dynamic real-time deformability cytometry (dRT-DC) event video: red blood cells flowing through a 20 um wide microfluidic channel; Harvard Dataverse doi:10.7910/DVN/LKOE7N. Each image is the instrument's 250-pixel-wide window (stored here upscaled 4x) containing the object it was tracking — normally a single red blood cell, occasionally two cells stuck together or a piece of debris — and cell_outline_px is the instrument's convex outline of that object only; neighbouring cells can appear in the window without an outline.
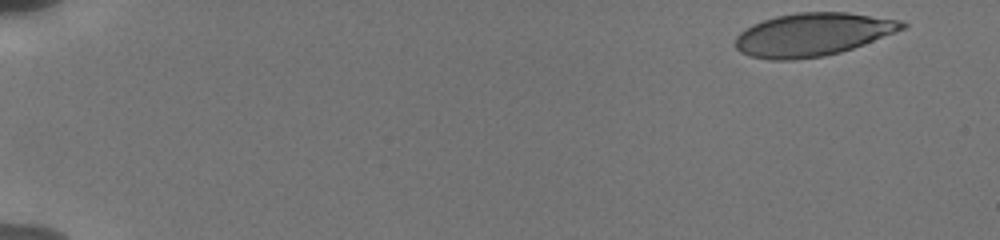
{"species": "human", "species_latin": "Homo sapiens", "temperature_condition": "cold", "stored_images_in_passage": 46, "camera_frame_rate_fps": 3000, "um_per_image_px": 0.085, "donor": {"sex": "male"}, "frame": {"image": 1, "passage_image": 1, "time_ms": 0.0, "image_size_px": [1000, 240], "cell_outline_px": [[908, 28], [864, 44], [840, 52], [824, 56], [792, 60], [772, 60], [752, 56], [740, 52], [736, 48], [736, 36], [740, 32], [752, 24], [776, 16], [796, 12], [848, 12], [904, 20], [908, 24]], "centroid_in_image_um": [69.13, 2.92], "position_along_channel_um": 15.9, "area_um2": 42.08}}
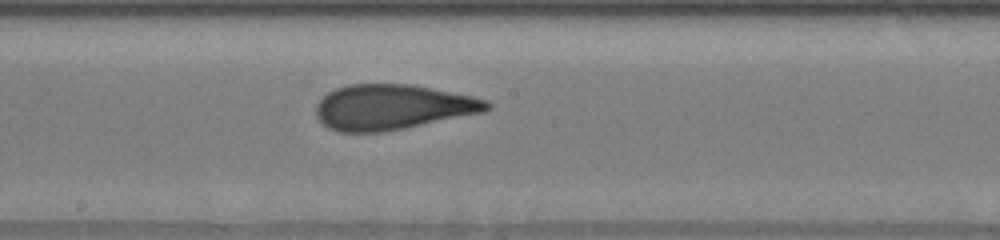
{"frame": {"image": 2, "passage_image": 29, "time_ms": 9.333, "image_size_px": [1000, 240], "cell_outline_px": [[492, 108], [484, 112], [404, 128], [380, 132], [336, 132], [328, 128], [316, 116], [316, 104], [328, 92], [336, 88], [348, 84], [412, 84], [472, 96], [488, 100], [492, 104]], "centroid_in_image_um": [33.36, 9.1], "position_along_channel_um": 214.8, "area_um2": 45.03}}
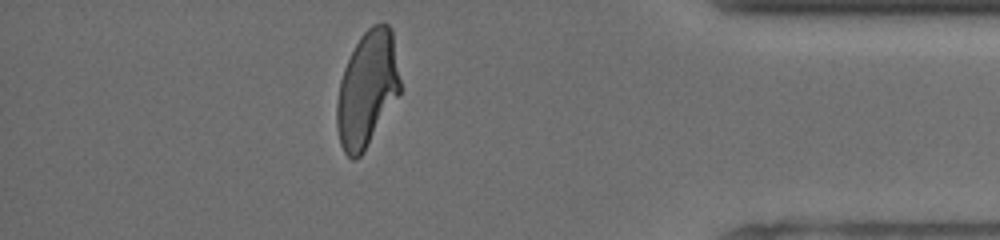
{"frame": {"image": 3, "passage_image": 46, "time_ms": 15.0, "image_size_px": [1000, 240], "cell_outline_px": [[400, 92], [364, 152], [356, 160], [352, 160], [344, 152], [340, 144], [336, 128], [336, 104], [340, 80], [344, 68], [360, 36], [372, 24], [388, 24], [392, 28], [400, 80]], "centroid_in_image_um": [31.19, 7.59], "position_along_channel_um": 404.0, "area_um2": 42.54}, "authors_computed_cell_mechanics": {"area_um2": 44.506, "velocity_mm_per_s": 3.833, "shape_relaxation_time_tau1_ms": 5.7393, "shape_relaxation_time_tau2_ms": 1.1052, "deformation_change_tau1": 0.2133, "deformation_change_tau2": 0.0916}}